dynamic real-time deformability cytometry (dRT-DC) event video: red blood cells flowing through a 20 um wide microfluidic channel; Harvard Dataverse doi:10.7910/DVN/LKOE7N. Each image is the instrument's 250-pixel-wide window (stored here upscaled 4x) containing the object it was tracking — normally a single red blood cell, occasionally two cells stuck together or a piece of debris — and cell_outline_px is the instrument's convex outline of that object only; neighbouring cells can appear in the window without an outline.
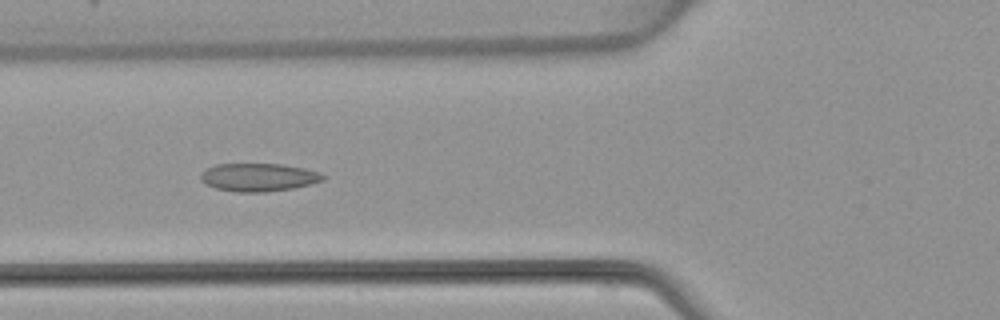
{"species": "common noctule bat (a hibernating species)", "species_latin": "Nyctalus noctula", "temperature_condition": "warm", "stored_images_in_passage": 6, "camera_frame_rate_fps": 3000, "um_per_image_px": 0.085, "animal": {"sex": "female", "body_mass_g": 22.7, "forearm_length_mm": 54.2}, "frame": {"image": 1, "passage_image": 5, "time_ms": 4.667, "image_size_px": [1000, 320], "cell_outline_px": [[324, 180], [292, 188], [264, 192], [236, 192], [216, 188], [200, 180], [200, 176], [208, 168], [216, 164], [280, 164], [304, 168], [320, 172], [324, 176]], "centroid_in_image_um": [21.98, 15.06], "position_along_channel_um": 103.8, "area_um2": 19.71}}
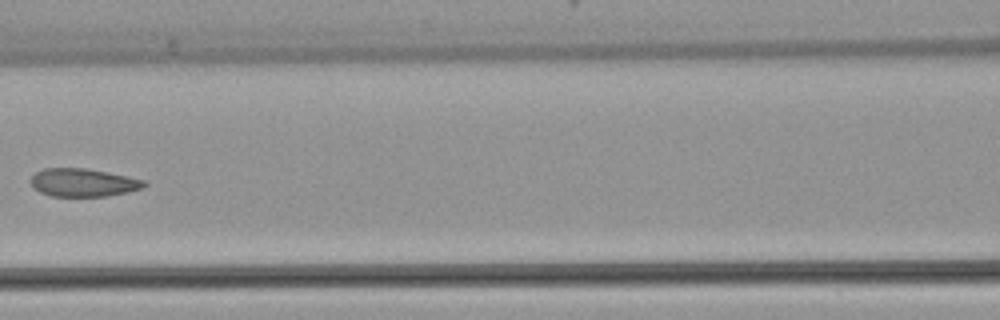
{"frame": {"image": 2, "passage_image": 6, "time_ms": 6.0, "image_size_px": [1000, 320], "cell_outline_px": [[148, 184], [140, 188], [124, 192], [104, 196], [52, 196], [40, 192], [32, 184], [32, 176], [36, 172], [44, 168], [84, 168], [144, 180]], "centroid_in_image_um": [7.03, 15.51], "position_along_channel_um": 159.6, "area_um2": 17.98}}